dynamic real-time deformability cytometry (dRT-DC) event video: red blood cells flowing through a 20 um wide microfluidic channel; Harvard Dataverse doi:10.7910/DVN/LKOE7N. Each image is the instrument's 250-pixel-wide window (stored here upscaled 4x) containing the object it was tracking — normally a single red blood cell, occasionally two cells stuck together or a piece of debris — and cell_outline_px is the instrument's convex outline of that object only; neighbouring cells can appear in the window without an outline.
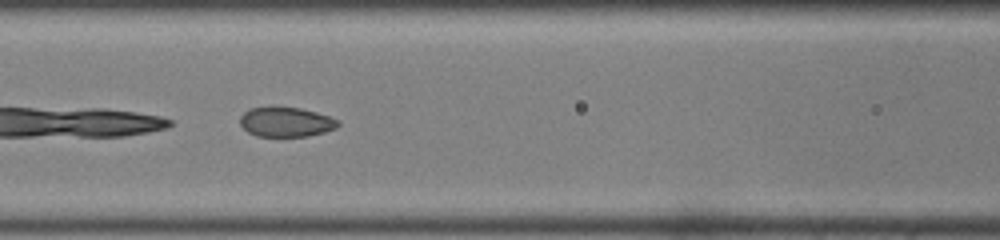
{"species": "common noctule bat (a hibernating species)", "species_latin": "Nyctalus noctula", "temperature_condition": "room temperature", "stored_images_in_passage": 32, "camera_frame_rate_fps": 3000, "um_per_image_px": 0.085, "animal": {"sex": "male", "body_mass_g": 19.0, "forearm_length_mm": 50.8}, "frame": {"image": 1, "passage_image": 22, "time_ms": 7.0, "image_size_px": [1000, 240], "cell_outline_px": [[340, 124], [336, 128], [324, 132], [308, 136], [256, 136], [248, 132], [240, 124], [240, 116], [248, 108], [272, 104], [300, 108], [316, 112], [340, 120]], "centroid_in_image_um": [24.27, 10.32], "position_along_channel_um": 142.3, "area_um2": 17.51}}